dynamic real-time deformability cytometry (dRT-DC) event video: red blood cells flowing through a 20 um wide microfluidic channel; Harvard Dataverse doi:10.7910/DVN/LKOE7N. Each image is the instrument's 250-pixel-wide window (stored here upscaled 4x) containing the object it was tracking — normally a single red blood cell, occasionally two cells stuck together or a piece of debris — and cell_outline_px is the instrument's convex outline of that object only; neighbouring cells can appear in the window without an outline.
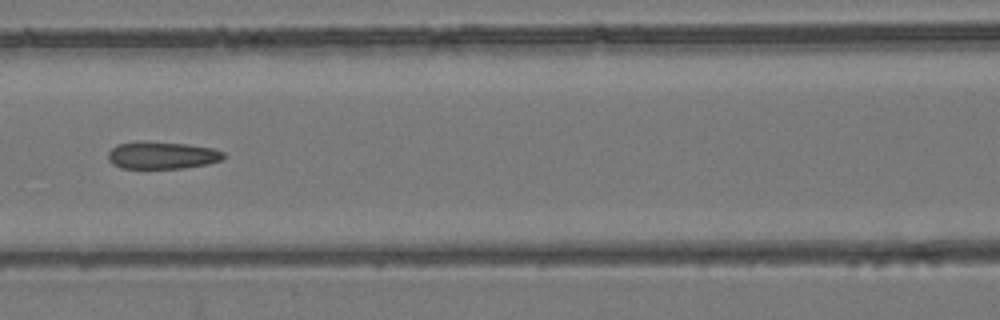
{"species": "common noctule bat (a hibernating species)", "species_latin": "Nyctalus noctula", "temperature_condition": "room temperature", "stored_images_in_passage": 6, "camera_frame_rate_fps": 3000, "um_per_image_px": 0.085, "animal": {"sex": "female", "body_mass_g": 24.6, "forearm_length_mm": 56.2}, "frame": {"image": 1, "passage_image": 5, "time_ms": 5.333, "image_size_px": [1000, 320], "cell_outline_px": [[224, 156], [220, 160], [208, 164], [184, 168], [120, 168], [112, 164], [108, 160], [108, 152], [116, 144], [188, 144], [212, 148], [224, 152]], "centroid_in_image_um": [13.79, 13.25], "position_along_channel_um": 152.8, "area_um2": 17.57}}
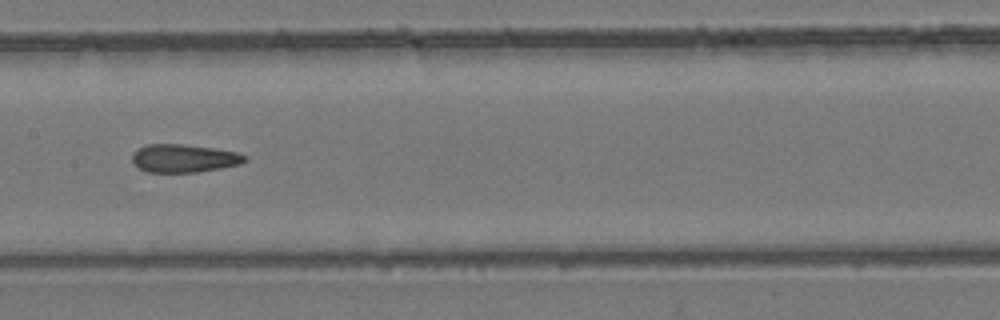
{"frame": {"image": 2, "passage_image": 6, "time_ms": 6.333, "image_size_px": [1000, 320], "cell_outline_px": [[248, 160], [240, 164], [220, 168], [196, 172], [148, 172], [132, 164], [132, 152], [136, 148], [148, 144], [184, 144], [240, 152], [248, 156]], "centroid_in_image_um": [15.63, 13.45], "position_along_channel_um": 191.8, "area_um2": 18.67}}